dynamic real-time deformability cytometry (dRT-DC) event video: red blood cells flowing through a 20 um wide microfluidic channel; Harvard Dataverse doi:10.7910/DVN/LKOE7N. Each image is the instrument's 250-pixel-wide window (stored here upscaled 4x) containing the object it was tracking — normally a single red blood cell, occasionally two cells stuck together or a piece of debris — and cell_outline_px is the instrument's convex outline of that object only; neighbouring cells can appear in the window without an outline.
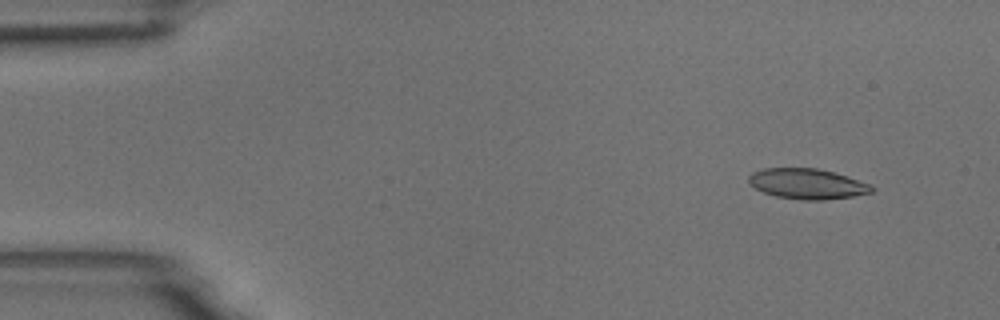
{"species": "common noctule bat (a hibernating species)", "species_latin": "Nyctalus noctula", "temperature_condition": "room temperature", "stored_images_in_passage": 5, "camera_frame_rate_fps": 3000, "um_per_image_px": 0.085, "animal": {"sex": "male", "body_mass_g": 18.8}, "frame": {"image": 1, "passage_image": 2, "time_ms": 0.333, "image_size_px": [1000, 320], "cell_outline_px": [[876, 188], [872, 192], [852, 196], [824, 200], [800, 200], [776, 196], [764, 192], [748, 184], [748, 176], [752, 172], [764, 168], [816, 168], [832, 172], [868, 184]], "centroid_in_image_um": [68.56, 15.63], "position_along_channel_um": 16.4, "area_um2": 21.56}}
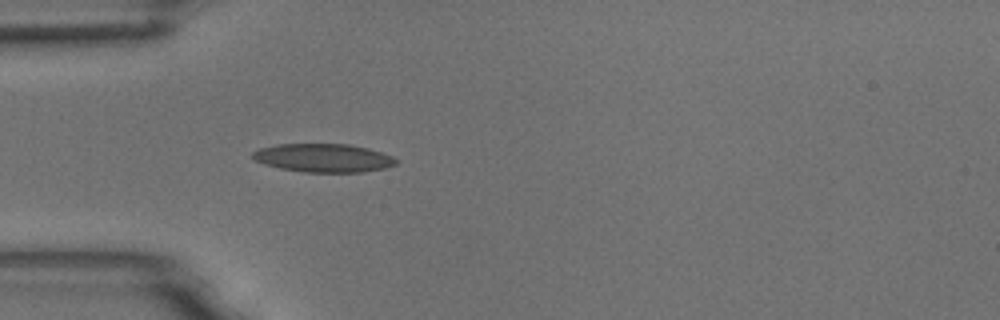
{"frame": {"image": 2, "passage_image": 5, "time_ms": 1.333, "image_size_px": [1000, 320], "cell_outline_px": [[396, 164], [384, 168], [364, 172], [304, 172], [280, 168], [264, 164], [256, 160], [252, 156], [252, 152], [260, 148], [276, 144], [348, 144], [368, 148], [392, 156], [396, 160]], "centroid_in_image_um": [27.48, 13.42], "position_along_channel_um": 57.5, "area_um2": 23.64}}